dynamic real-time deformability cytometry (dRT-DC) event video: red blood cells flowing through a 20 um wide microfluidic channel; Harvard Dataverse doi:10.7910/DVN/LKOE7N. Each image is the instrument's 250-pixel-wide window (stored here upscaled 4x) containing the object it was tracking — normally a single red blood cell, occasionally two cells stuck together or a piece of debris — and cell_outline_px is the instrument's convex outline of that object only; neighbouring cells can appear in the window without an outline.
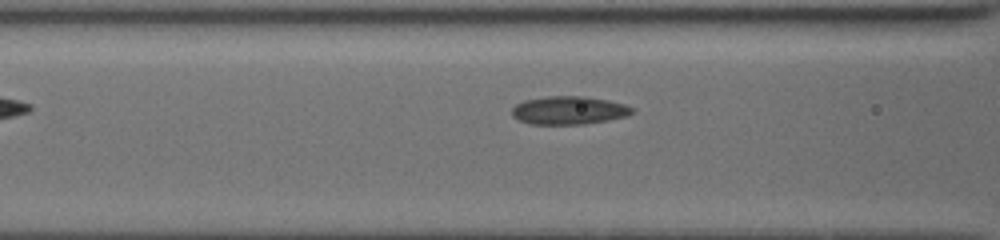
{"species": "common noctule bat (a hibernating species)", "species_latin": "Nyctalus noctula", "temperature_condition": "cold", "stored_images_in_passage": 15, "camera_frame_rate_fps": 3000, "um_per_image_px": 0.085, "animal": {"sex": "female", "body_mass_g": 19.5, "forearm_length_mm": 54.1}, "frame": {"image": 1, "passage_image": 15, "time_ms": 5.667, "image_size_px": [1000, 240], "cell_outline_px": [[636, 112], [628, 116], [608, 120], [584, 124], [528, 124], [516, 120], [512, 116], [512, 108], [516, 104], [524, 100], [548, 96], [584, 96], [608, 100], [624, 104], [636, 108]], "centroid_in_image_um": [48.37, 9.38], "position_along_channel_um": 118.2, "area_um2": 20.06}}